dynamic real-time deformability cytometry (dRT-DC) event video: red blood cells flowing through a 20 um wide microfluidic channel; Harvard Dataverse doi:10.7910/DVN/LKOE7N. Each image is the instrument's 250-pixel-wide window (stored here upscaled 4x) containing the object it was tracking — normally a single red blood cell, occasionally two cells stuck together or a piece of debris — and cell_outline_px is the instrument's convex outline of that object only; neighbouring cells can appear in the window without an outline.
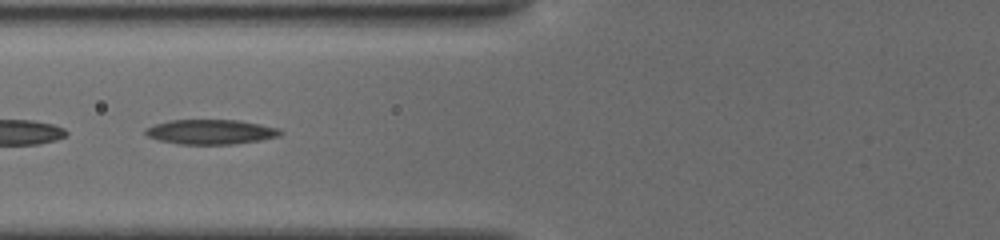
{"species": "common noctule bat (a hibernating species)", "species_latin": "Nyctalus noctula", "temperature_condition": "cold", "stored_images_in_passage": 47, "camera_frame_rate_fps": 3000, "um_per_image_px": 0.085, "animal": {"sex": "female", "body_mass_g": 19.5, "forearm_length_mm": 54.1}, "frame": {"image": 1, "passage_image": 21, "time_ms": 7.667, "image_size_px": [1000, 240], "cell_outline_px": [[284, 132], [280, 136], [260, 140], [232, 144], [180, 144], [160, 140], [148, 136], [144, 132], [144, 128], [168, 120], [236, 120], [260, 124], [280, 128]], "centroid_in_image_um": [17.93, 11.2], "position_along_channel_um": 107.9, "area_um2": 19.42}}
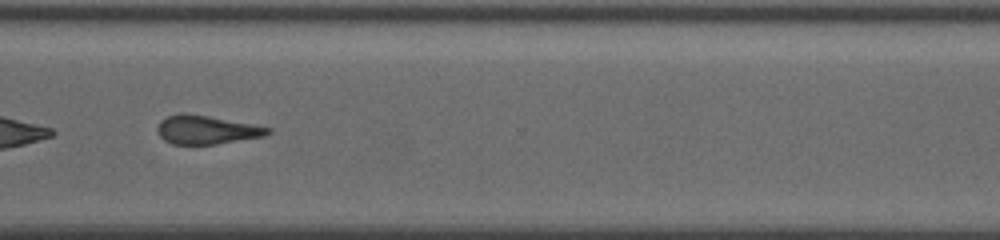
{"frame": {"image": 2, "passage_image": 36, "time_ms": 14.0, "image_size_px": [1000, 240], "cell_outline_px": [[272, 132], [264, 136], [216, 144], [172, 144], [164, 140], [160, 136], [156, 128], [160, 120], [168, 116], [180, 112], [184, 112], [208, 116], [272, 128]], "centroid_in_image_um": [17.52, 11.03], "position_along_channel_um": 353.1, "area_um2": 18.38}}
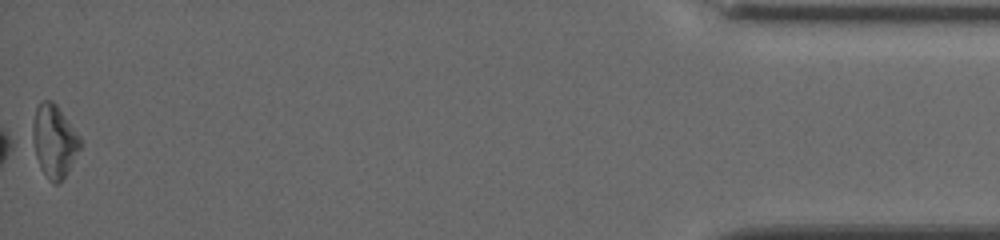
{"frame": {"image": 3, "passage_image": 47, "time_ms": 18.0, "image_size_px": [1000, 240], "cell_outline_px": [[84, 144], [64, 176], [56, 184], [52, 184], [48, 180], [40, 168], [28, 140], [36, 108], [40, 100], [52, 100], [56, 104], [80, 136]], "centroid_in_image_um": [4.56, 11.98], "position_along_channel_um": 430.6, "area_um2": 20.87}, "authors_computed_cell_mechanics": {"area_um2": 19.8254, "velocity_mm_per_s": 3.8614, "shape_relaxation_time_tau1_ms": null, "shape_relaxation_time_tau2_ms": 4.1447, "deformation_change_tau1": null, "deformation_change_tau2": 0.1585}}